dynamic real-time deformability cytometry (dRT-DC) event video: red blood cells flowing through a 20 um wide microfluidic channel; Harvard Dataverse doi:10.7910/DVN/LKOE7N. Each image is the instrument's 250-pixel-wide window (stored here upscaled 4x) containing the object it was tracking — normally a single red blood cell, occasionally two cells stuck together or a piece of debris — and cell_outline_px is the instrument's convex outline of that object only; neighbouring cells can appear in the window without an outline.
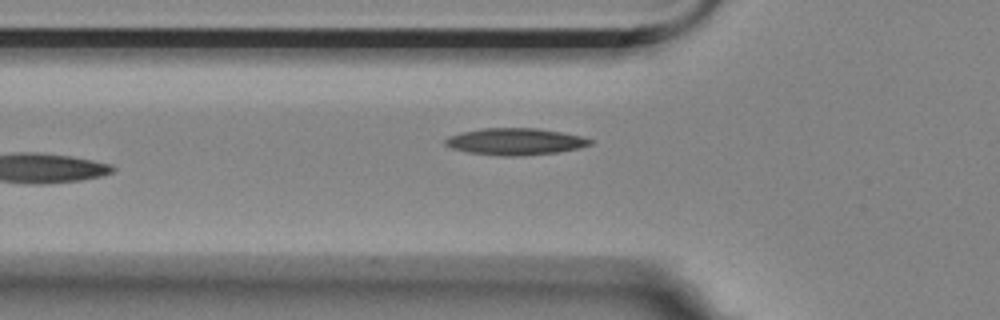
{"species": "Egyptian fruit bat (a non-hibernating species)", "species_latin": "Rousettus aegyptiacus", "temperature_condition": "room temperature", "stored_images_in_passage": 8, "camera_frame_rate_fps": 3000, "um_per_image_px": 0.085, "animal": {"sex": "female"}, "frame": {"image": 1, "passage_image": 7, "time_ms": 7.0, "image_size_px": [1000, 320], "cell_outline_px": [[592, 144], [580, 148], [556, 152], [520, 156], [500, 156], [468, 152], [452, 148], [444, 144], [444, 140], [448, 136], [460, 132], [480, 128], [536, 128], [560, 132], [580, 136], [592, 140]], "centroid_in_image_um": [43.75, 12.03], "position_along_channel_um": 82.0, "area_um2": 22.6}}
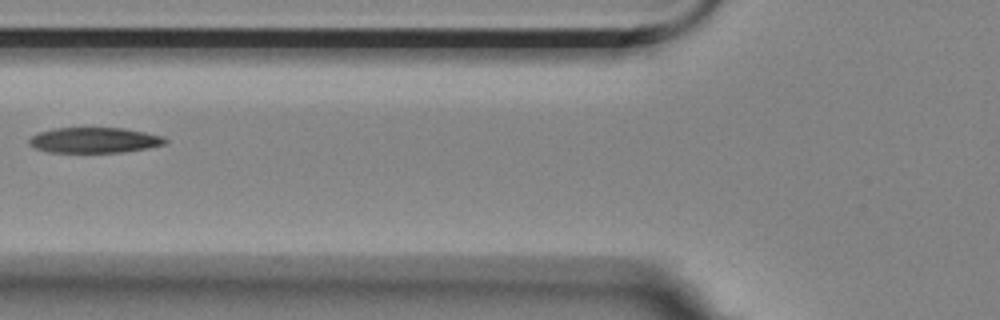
{"frame": {"image": 2, "passage_image": 8, "time_ms": 8.0, "image_size_px": [1000, 320], "cell_outline_px": [[168, 140], [164, 144], [148, 148], [124, 152], [48, 152], [36, 148], [28, 144], [28, 140], [32, 136], [40, 132], [56, 128], [124, 128], [164, 136]], "centroid_in_image_um": [8.04, 11.91], "position_along_channel_um": 117.8, "area_um2": 20.11}}